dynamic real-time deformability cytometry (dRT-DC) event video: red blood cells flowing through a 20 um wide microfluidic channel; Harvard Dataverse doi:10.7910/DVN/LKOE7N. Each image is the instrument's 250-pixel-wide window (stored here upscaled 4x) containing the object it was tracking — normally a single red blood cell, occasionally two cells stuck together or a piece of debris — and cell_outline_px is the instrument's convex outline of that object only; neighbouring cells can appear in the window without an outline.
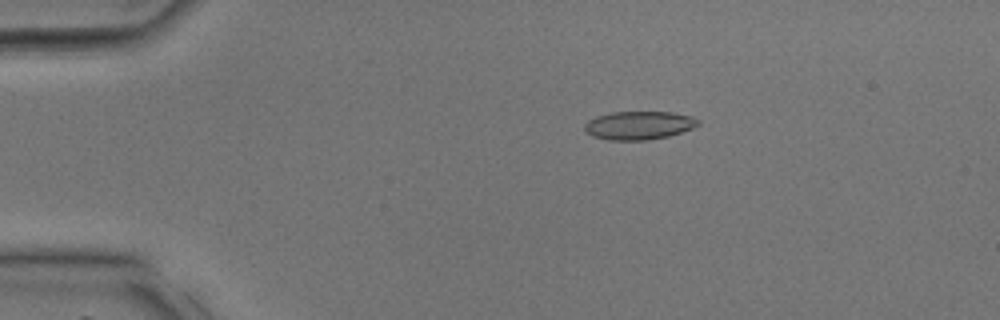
{"species": "common noctule bat (a hibernating species)", "species_latin": "Nyctalus noctula", "temperature_condition": "room temperature", "stored_images_in_passage": 38, "camera_frame_rate_fps": 3000, "um_per_image_px": 0.085, "animal": {"sex": "male", "body_mass_g": 17.9, "forearm_length_mm": 54.2}, "frame": {"image": 1, "passage_image": 8, "time_ms": 2.333, "image_size_px": [1000, 320], "cell_outline_px": [[700, 124], [692, 128], [668, 136], [648, 140], [608, 140], [592, 136], [584, 128], [584, 124], [588, 120], [596, 116], [612, 112], [672, 112], [692, 116], [700, 120]], "centroid_in_image_um": [54.31, 10.65], "position_along_channel_um": 30.7, "area_um2": 18.79}}
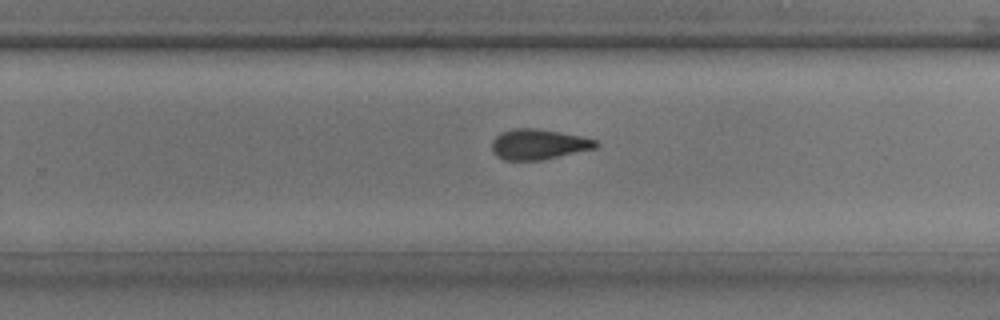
{"frame": {"image": 2, "passage_image": 25, "time_ms": 8.0, "image_size_px": [1000, 320], "cell_outline_px": [[600, 144], [596, 148], [540, 160], [504, 160], [496, 156], [492, 152], [492, 140], [496, 136], [504, 132], [516, 128], [536, 128], [584, 136], [596, 140]], "centroid_in_image_um": [45.79, 12.26], "position_along_channel_um": 284.0, "area_um2": 18.38}}
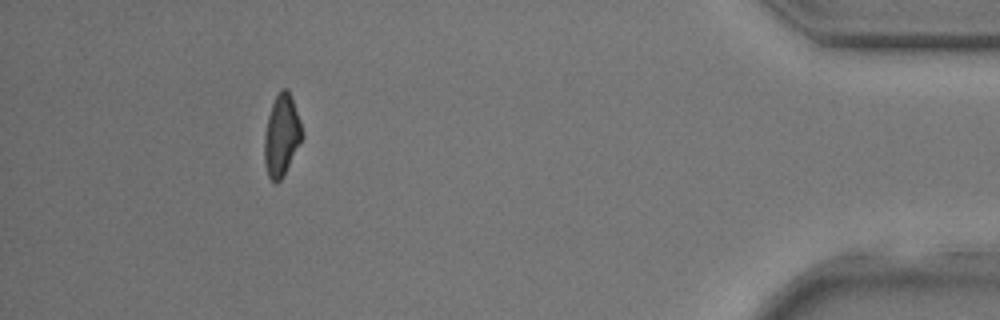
{"frame": {"image": 3, "passage_image": 35, "time_ms": 11.333, "image_size_px": [1000, 320], "cell_outline_px": [[304, 136], [280, 180], [276, 184], [268, 176], [264, 164], [264, 136], [268, 116], [272, 104], [280, 88], [288, 88], [300, 120], [304, 132]], "centroid_in_image_um": [23.93, 11.49], "position_along_channel_um": 411.3, "area_um2": 17.86}}